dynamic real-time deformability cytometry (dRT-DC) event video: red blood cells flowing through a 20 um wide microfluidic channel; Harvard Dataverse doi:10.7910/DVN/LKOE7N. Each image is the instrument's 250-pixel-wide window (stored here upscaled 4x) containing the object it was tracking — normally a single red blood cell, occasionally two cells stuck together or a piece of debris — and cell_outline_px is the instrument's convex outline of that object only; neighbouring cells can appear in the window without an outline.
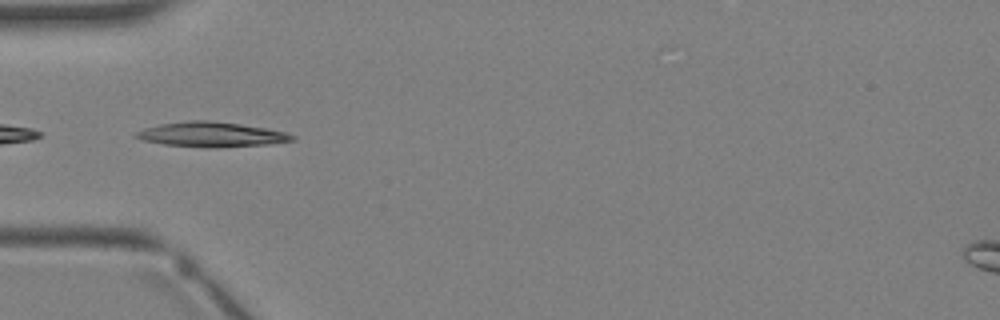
{"species": "Egyptian fruit bat (a non-hibernating species)", "species_latin": "Rousettus aegyptiacus", "temperature_condition": "warm", "stored_images_in_passage": 2, "camera_frame_rate_fps": 3000, "um_per_image_px": 0.085, "animal": {"sex": "female"}, "frame": {"image": 1, "passage_image": 2, "time_ms": 1.333, "image_size_px": [1000, 320], "cell_outline_px": [[296, 140], [268, 144], [216, 148], [212, 148], [164, 144], [144, 140], [132, 136], [136, 132], [144, 128], [160, 124], [188, 120], [208, 120], [240, 124], [268, 128], [284, 132], [296, 136]], "centroid_in_image_um": [17.99, 11.43], "position_along_channel_um": 67.0, "area_um2": 22.66}}